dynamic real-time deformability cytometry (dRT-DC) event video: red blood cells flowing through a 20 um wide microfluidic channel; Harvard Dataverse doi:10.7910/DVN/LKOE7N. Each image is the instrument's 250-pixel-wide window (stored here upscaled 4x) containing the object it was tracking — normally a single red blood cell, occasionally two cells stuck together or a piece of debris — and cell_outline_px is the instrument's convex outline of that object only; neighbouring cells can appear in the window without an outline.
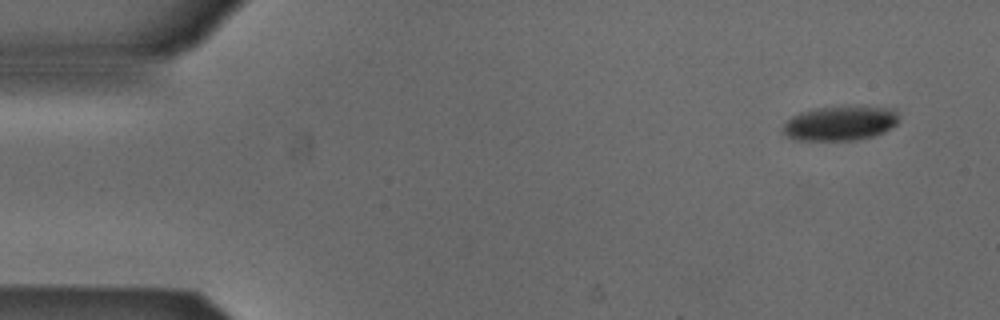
{"species": "Egyptian fruit bat (a non-hibernating species)", "species_latin": "Rousettus aegyptiacus", "temperature_condition": "cold", "stored_images_in_passage": 5, "segment_of_instrument_passage": [1, 2], "camera_frame_rate_fps": 3000, "um_per_image_px": 0.085, "animal": {"sex": "male"}, "frame": {"image": 1, "passage_image": 1, "time_ms": 0.0, "image_size_px": [1000, 320], "cell_outline_px": [[900, 120], [896, 124], [884, 132], [872, 136], [852, 140], [800, 140], [788, 136], [784, 132], [784, 124], [792, 116], [800, 112], [816, 108], [896, 108]], "centroid_in_image_um": [71.44, 10.49], "position_along_channel_um": 13.6, "area_um2": 22.66}}